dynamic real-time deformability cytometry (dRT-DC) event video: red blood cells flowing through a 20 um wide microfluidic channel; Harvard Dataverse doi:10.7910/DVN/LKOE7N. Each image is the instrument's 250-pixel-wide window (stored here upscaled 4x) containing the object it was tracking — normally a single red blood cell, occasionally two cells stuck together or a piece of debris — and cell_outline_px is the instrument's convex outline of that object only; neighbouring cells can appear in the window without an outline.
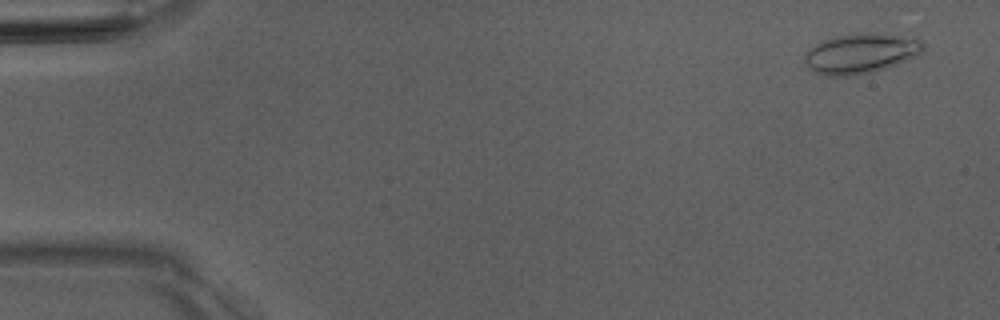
{"species": "Egyptian fruit bat (a non-hibernating species)", "species_latin": "Rousettus aegyptiacus", "temperature_condition": "room temperature", "stored_images_in_passage": 2, "camera_frame_rate_fps": 3000, "um_per_image_px": 0.085, "animal": {"sex": "male"}, "frame": {"image": 1, "passage_image": 2, "time_ms": 1.333, "image_size_px": [1000, 320], "cell_outline_px": [[924, 48], [916, 56], [908, 60], [872, 72], [848, 76], [828, 76], [812, 72], [808, 68], [804, 60], [804, 56], [816, 44], [824, 40], [836, 36], [856, 32], [876, 32], [924, 40]], "centroid_in_image_um": [73.16, 4.53], "position_along_channel_um": 11.8, "area_um2": 27.69}}